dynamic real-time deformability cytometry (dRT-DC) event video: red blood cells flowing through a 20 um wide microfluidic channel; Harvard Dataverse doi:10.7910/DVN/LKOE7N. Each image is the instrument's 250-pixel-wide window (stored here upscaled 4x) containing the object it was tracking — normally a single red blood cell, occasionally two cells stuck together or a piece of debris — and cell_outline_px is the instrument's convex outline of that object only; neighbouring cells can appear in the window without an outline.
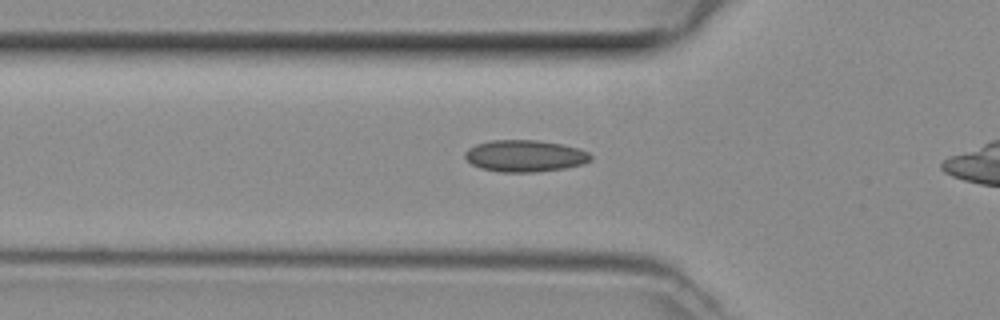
{"species": "common noctule bat (a hibernating species)", "species_latin": "Nyctalus noctula", "temperature_condition": "room temperature", "stored_images_in_passage": 30, "camera_frame_rate_fps": 3000, "um_per_image_px": 0.085, "animal": {"sex": "female", "body_mass_g": 29.2, "forearm_length_mm": 56.3}, "frame": {"image": 1, "passage_image": 7, "time_ms": 2.0, "image_size_px": [1000, 320], "cell_outline_px": [[592, 160], [584, 164], [564, 168], [536, 172], [500, 172], [480, 168], [472, 164], [464, 156], [464, 152], [468, 148], [476, 144], [492, 140], [536, 140], [560, 144], [580, 148], [588, 152], [592, 156]], "centroid_in_image_um": [44.63, 13.25], "position_along_channel_um": 81.2, "area_um2": 23.35}}
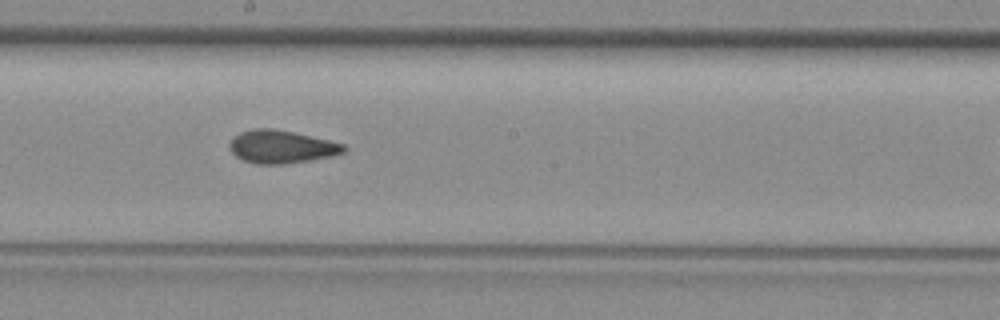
{"frame": {"image": 2, "passage_image": 17, "time_ms": 5.333, "image_size_px": [1000, 320], "cell_outline_px": [[348, 148], [344, 152], [332, 156], [284, 164], [256, 164], [244, 160], [236, 156], [232, 152], [228, 144], [240, 132], [252, 128], [272, 128], [292, 132], [328, 140], [344, 144]], "centroid_in_image_um": [23.92, 12.47], "position_along_channel_um": 224.3, "area_um2": 21.73}}
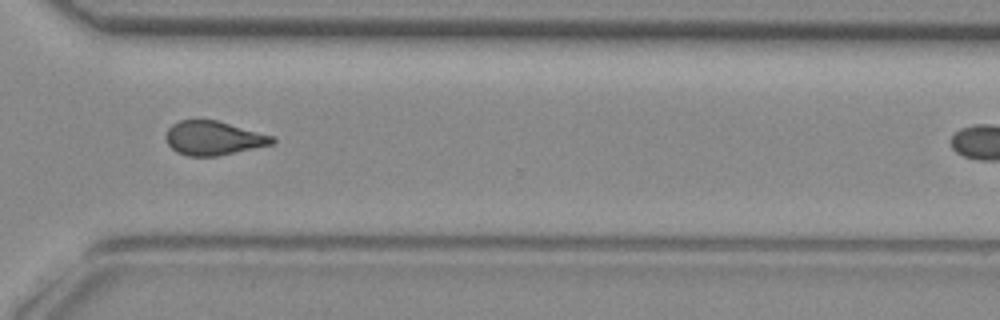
{"frame": {"image": 3, "passage_image": 26, "time_ms": 8.333, "image_size_px": [1000, 320], "cell_outline_px": [[276, 140], [272, 144], [216, 156], [188, 156], [176, 152], [168, 144], [164, 136], [168, 128], [172, 124], [180, 120], [216, 120], [272, 136]], "centroid_in_image_um": [18.08, 11.74], "position_along_channel_um": 352.5, "area_um2": 20.81}}